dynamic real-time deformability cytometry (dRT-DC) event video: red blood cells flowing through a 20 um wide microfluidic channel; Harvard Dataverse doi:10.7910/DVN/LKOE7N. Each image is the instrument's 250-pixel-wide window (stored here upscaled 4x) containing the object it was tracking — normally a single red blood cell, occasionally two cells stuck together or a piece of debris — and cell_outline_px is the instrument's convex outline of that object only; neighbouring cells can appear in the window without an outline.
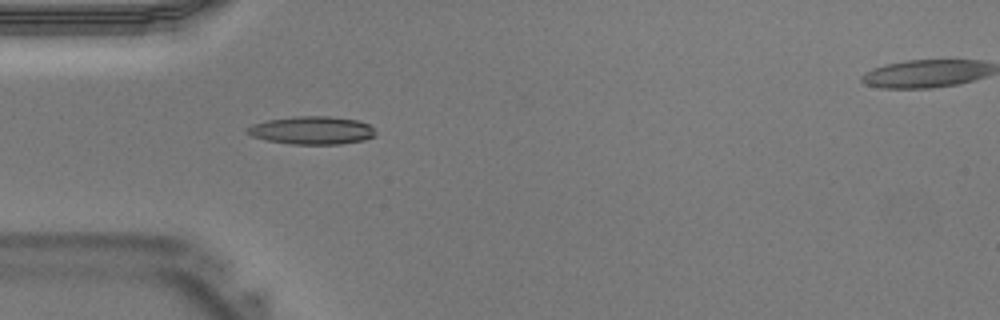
{"species": "Egyptian fruit bat (a non-hibernating species)", "species_latin": "Rousettus aegyptiacus", "temperature_condition": "warm", "stored_images_in_passage": 18, "camera_frame_rate_fps": 3000, "um_per_image_px": 0.085, "animal": {"sex": "male"}, "frame": {"image": 1, "passage_image": 10, "time_ms": 3.0, "image_size_px": [1000, 320], "cell_outline_px": [[376, 136], [364, 140], [340, 144], [292, 144], [268, 140], [252, 136], [244, 132], [244, 128], [252, 124], [268, 120], [292, 116], [328, 116], [356, 120], [368, 124], [376, 132]], "centroid_in_image_um": [26.48, 11.07], "position_along_channel_um": 58.5, "area_um2": 20.98}}
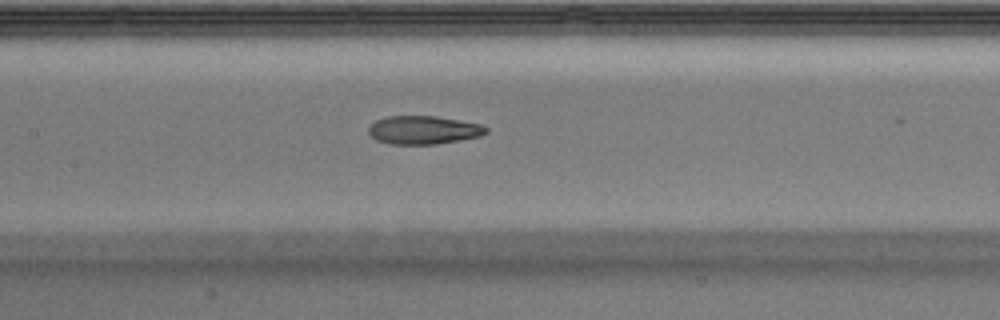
{"frame": {"image": 2, "passage_image": 17, "time_ms": 5.333, "image_size_px": [1000, 320], "cell_outline_px": [[488, 132], [480, 136], [436, 144], [388, 144], [376, 140], [368, 132], [368, 128], [376, 120], [388, 116], [436, 116], [460, 120], [480, 124], [488, 128]], "centroid_in_image_um": [35.99, 11.05], "position_along_channel_um": 171.4, "area_um2": 19.36}}